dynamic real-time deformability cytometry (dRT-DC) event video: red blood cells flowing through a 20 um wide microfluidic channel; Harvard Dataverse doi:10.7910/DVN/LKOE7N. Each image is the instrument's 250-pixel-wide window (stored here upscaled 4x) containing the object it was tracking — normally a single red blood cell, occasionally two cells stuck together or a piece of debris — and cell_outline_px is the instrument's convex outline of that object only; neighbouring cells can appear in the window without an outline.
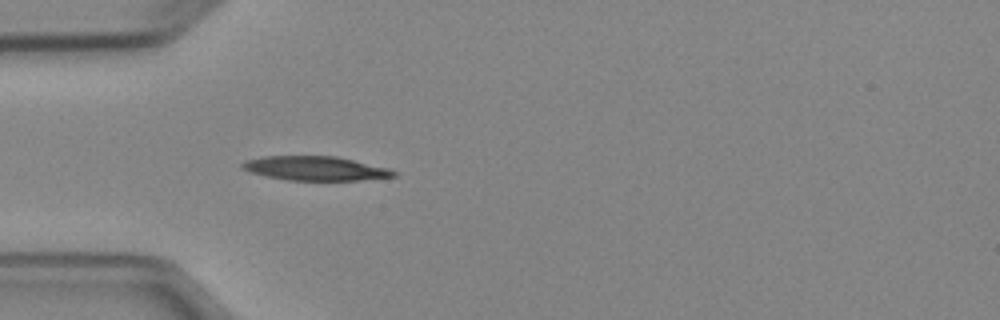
{"species": "Egyptian fruit bat (a non-hibernating species)", "species_latin": "Rousettus aegyptiacus", "temperature_condition": "cold", "stored_images_in_passage": 3, "camera_frame_rate_fps": 3000, "um_per_image_px": 0.085, "animal": {"sex": "female"}, "frame": {"image": 1, "passage_image": 3, "time_ms": 2.333, "image_size_px": [1000, 320], "cell_outline_px": [[396, 176], [356, 180], [288, 180], [268, 176], [252, 172], [240, 168], [240, 164], [244, 160], [264, 156], [336, 156], [388, 168], [396, 172]], "centroid_in_image_um": [26.76, 14.3], "position_along_channel_um": 58.2, "area_um2": 21.1}}